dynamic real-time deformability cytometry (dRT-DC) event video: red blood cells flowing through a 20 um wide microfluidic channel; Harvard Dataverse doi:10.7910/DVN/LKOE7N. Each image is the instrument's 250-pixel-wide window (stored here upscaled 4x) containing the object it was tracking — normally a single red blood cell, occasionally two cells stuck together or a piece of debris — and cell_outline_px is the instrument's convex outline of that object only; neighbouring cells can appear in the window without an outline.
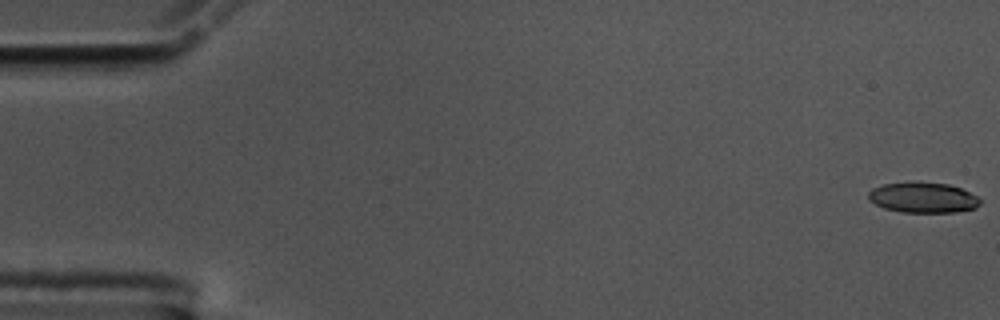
{"species": "common noctule bat (a hibernating species)", "species_latin": "Nyctalus noctula", "temperature_condition": "cold", "stored_images_in_passage": 9, "camera_frame_rate_fps": 3000, "um_per_image_px": 0.085, "animal": {"sex": "male", "body_mass_g": 17.5, "forearm_length_mm": 52.3}, "frame": {"image": 1, "passage_image": 1, "time_ms": 0.0, "image_size_px": [1000, 320], "cell_outline_px": [[980, 204], [976, 208], [956, 212], [900, 212], [884, 208], [868, 200], [868, 192], [872, 188], [884, 184], [916, 180], [948, 184], [960, 188], [976, 196], [980, 200]], "centroid_in_image_um": [78.42, 16.77], "position_along_channel_um": 6.6, "area_um2": 20.11}}